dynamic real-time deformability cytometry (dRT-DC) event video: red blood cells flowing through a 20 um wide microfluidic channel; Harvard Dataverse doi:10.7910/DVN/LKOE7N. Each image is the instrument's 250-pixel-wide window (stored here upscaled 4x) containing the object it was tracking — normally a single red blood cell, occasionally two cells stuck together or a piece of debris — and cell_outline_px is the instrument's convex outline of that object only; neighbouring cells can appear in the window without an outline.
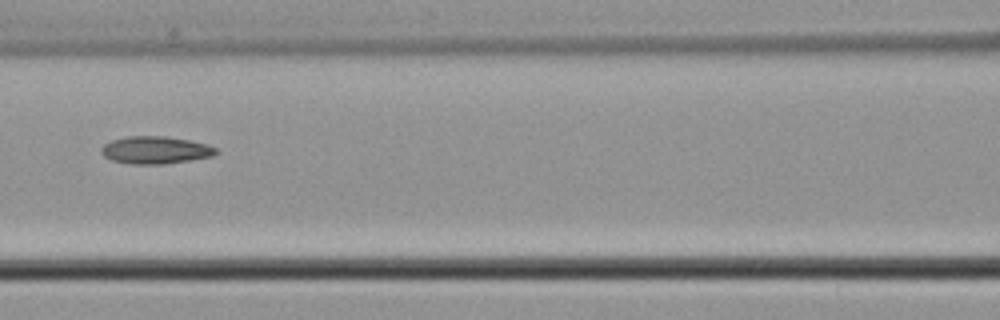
{"species": "common noctule bat (a hibernating species)", "species_latin": "Nyctalus noctula", "temperature_condition": "cold", "stored_images_in_passage": 7, "camera_frame_rate_fps": 3000, "um_per_image_px": 0.085, "animal": {"sex": "male", "body_mass_g": 21.5, "forearm_length_mm": 52.0}, "frame": {"image": 1, "passage_image": 6, "time_ms": 1.667, "image_size_px": [1000, 320], "cell_outline_px": [[220, 152], [212, 156], [192, 160], [164, 164], [128, 164], [112, 160], [104, 156], [100, 152], [100, 148], [104, 144], [112, 140], [128, 136], [164, 136], [192, 140], [208, 144], [216, 148]], "centroid_in_image_um": [13.23, 12.75], "position_along_channel_um": 153.4, "area_um2": 18.61}}
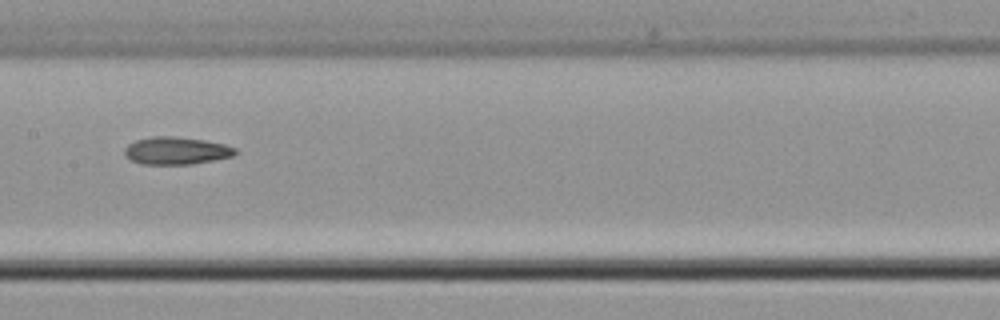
{"frame": {"image": 2, "passage_image": 7, "time_ms": 2.0, "image_size_px": [1000, 320], "cell_outline_px": [[240, 152], [232, 156], [192, 164], [140, 164], [124, 156], [124, 148], [128, 144], [136, 140], [152, 136], [172, 136], [204, 140], [224, 144], [236, 148]], "centroid_in_image_um": [14.97, 12.81], "position_along_channel_um": 192.4, "area_um2": 17.8}}